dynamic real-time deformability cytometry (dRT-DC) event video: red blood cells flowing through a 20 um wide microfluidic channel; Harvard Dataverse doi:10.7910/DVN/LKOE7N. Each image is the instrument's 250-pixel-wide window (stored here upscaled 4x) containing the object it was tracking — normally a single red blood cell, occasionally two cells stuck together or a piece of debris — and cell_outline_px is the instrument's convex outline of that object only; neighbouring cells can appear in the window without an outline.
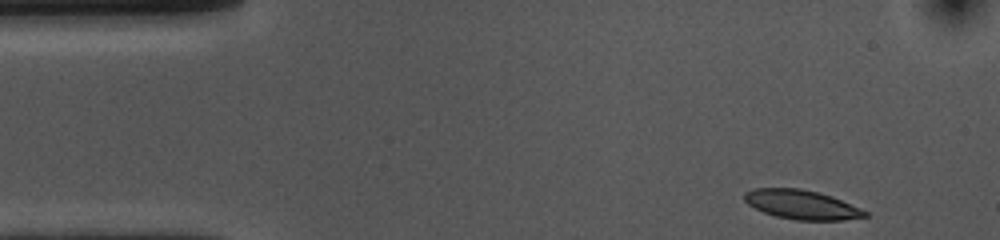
{"species": "common noctule bat (a hibernating species)", "species_latin": "Nyctalus noctula", "temperature_condition": "cold", "stored_images_in_passage": 41, "camera_frame_rate_fps": 3000, "um_per_image_px": 0.085, "animal": {"sex": "female", "body_mass_g": 10.0, "forearm_length_mm": 53.1}, "frame": {"image": 1, "passage_image": 1, "time_ms": 0.0, "image_size_px": [1000, 240], "cell_outline_px": [[868, 216], [844, 220], [796, 220], [776, 216], [764, 212], [748, 204], [744, 200], [744, 192], [756, 188], [800, 188], [832, 196], [860, 208], [868, 212]], "centroid_in_image_um": [68.14, 17.39], "position_along_channel_um": 16.9, "area_um2": 20.4}}
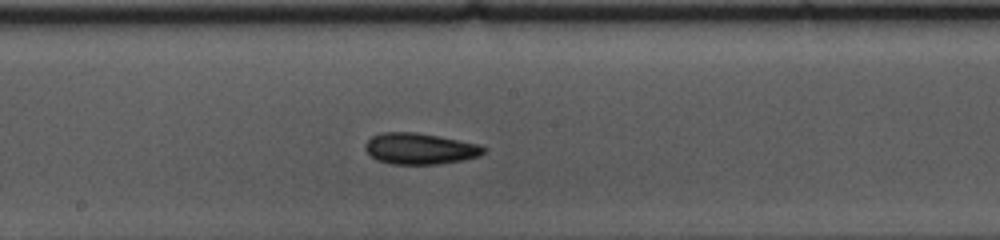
{"frame": {"image": 2, "passage_image": 23, "time_ms": 7.333, "image_size_px": [1000, 240], "cell_outline_px": [[488, 148], [480, 156], [464, 160], [436, 164], [392, 164], [376, 160], [364, 148], [364, 144], [372, 136], [384, 132], [416, 132], [460, 140], [480, 144]], "centroid_in_image_um": [35.72, 12.63], "position_along_channel_um": 212.5, "area_um2": 21.62}}
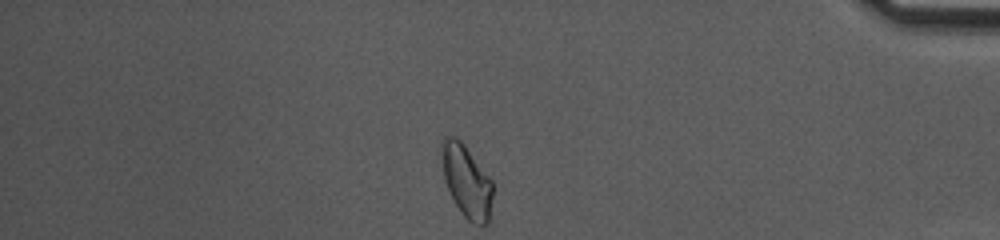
{"frame": {"image": 3, "passage_image": 41, "time_ms": 13.333, "image_size_px": [1000, 240], "cell_outline_px": [[492, 196], [488, 220], [484, 224], [472, 224], [460, 212], [444, 180], [440, 148], [444, 136], [456, 136], [464, 144], [492, 180]], "centroid_in_image_um": [39.63, 15.36], "position_along_channel_um": 395.6, "area_um2": 21.39}, "authors_computed_cell_mechanics": {"area_um2": 20.8658, "velocity_mm_per_s": 3.6977, "shape_relaxation_time_tau1_ms": 2.4845, "shape_relaxation_time_tau2_ms": 3.3042, "deformation_change_tau1": 0.114, "deformation_change_tau2": 0.1001}}